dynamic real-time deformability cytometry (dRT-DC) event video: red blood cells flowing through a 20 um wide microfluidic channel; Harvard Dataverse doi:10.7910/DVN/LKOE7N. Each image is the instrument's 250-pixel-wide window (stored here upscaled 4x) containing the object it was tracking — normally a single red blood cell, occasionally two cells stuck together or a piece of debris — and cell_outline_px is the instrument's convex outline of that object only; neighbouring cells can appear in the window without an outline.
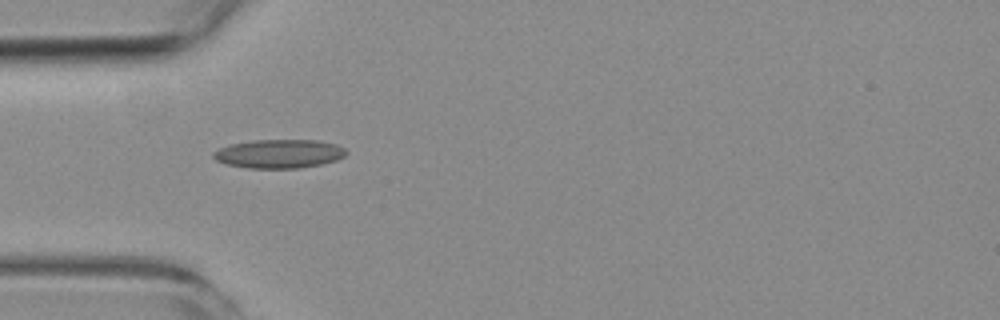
{"species": "common noctule bat (a hibernating species)", "species_latin": "Nyctalus noctula", "temperature_condition": "room temperature", "stored_images_in_passage": 2, "camera_frame_rate_fps": 3000, "um_per_image_px": 0.085, "animal": {"sex": "female", "body_mass_g": 19.3, "forearm_length_mm": 54.1}, "frame": {"image": 1, "passage_image": 2, "time_ms": 1.333, "image_size_px": [1000, 320], "cell_outline_px": [[348, 152], [344, 156], [336, 160], [320, 164], [300, 168], [248, 168], [228, 164], [216, 160], [212, 156], [212, 152], [220, 148], [232, 144], [252, 140], [316, 140], [336, 144], [344, 148]], "centroid_in_image_um": [23.73, 13.06], "position_along_channel_um": 61.3, "area_um2": 22.14}}